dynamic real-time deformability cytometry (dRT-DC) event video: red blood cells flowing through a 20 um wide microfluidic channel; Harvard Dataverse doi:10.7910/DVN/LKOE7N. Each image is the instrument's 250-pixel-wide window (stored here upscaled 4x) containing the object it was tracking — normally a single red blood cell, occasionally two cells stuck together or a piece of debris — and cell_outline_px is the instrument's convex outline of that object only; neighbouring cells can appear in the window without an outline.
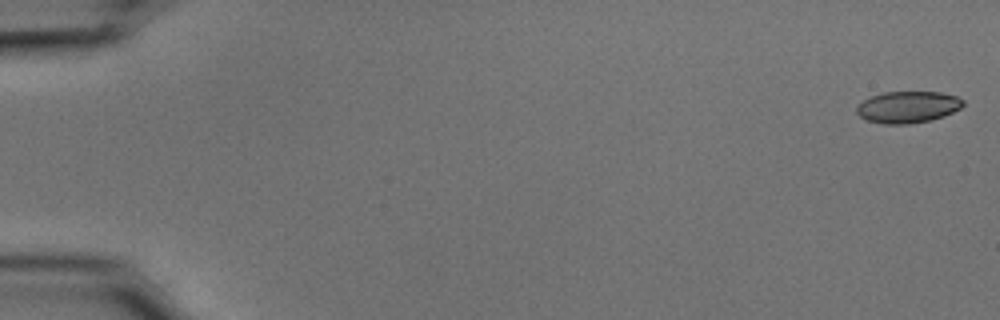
{"species": "common noctule bat (a hibernating species)", "species_latin": "Nyctalus noctula", "temperature_condition": "cold", "stored_images_in_passage": 55, "camera_frame_rate_fps": 3000, "um_per_image_px": 0.085, "animal": {"sex": "male", "body_mass_g": 15.6}, "frame": {"image": 1, "passage_image": 1, "time_ms": 0.0, "image_size_px": [1000, 320], "cell_outline_px": [[964, 104], [960, 108], [944, 116], [928, 120], [908, 124], [884, 124], [868, 120], [860, 116], [856, 112], [856, 108], [864, 100], [872, 96], [884, 92], [940, 92], [956, 96], [964, 100]], "centroid_in_image_um": [77.17, 9.09], "position_along_channel_um": 7.8, "area_um2": 19.42}}
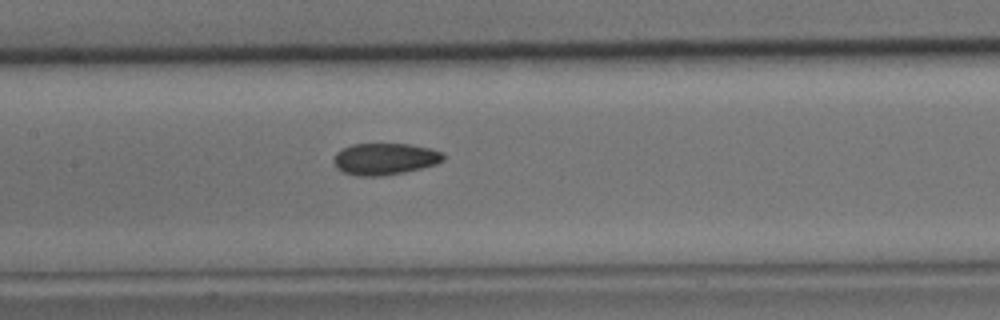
{"frame": {"image": 2, "passage_image": 27, "time_ms": 8.667, "image_size_px": [1000, 320], "cell_outline_px": [[444, 160], [436, 164], [404, 172], [380, 176], [356, 176], [344, 172], [336, 168], [332, 160], [332, 156], [340, 148], [352, 144], [408, 144], [432, 148], [444, 152]], "centroid_in_image_um": [32.68, 13.5], "position_along_channel_um": 174.7, "area_um2": 20.52}}
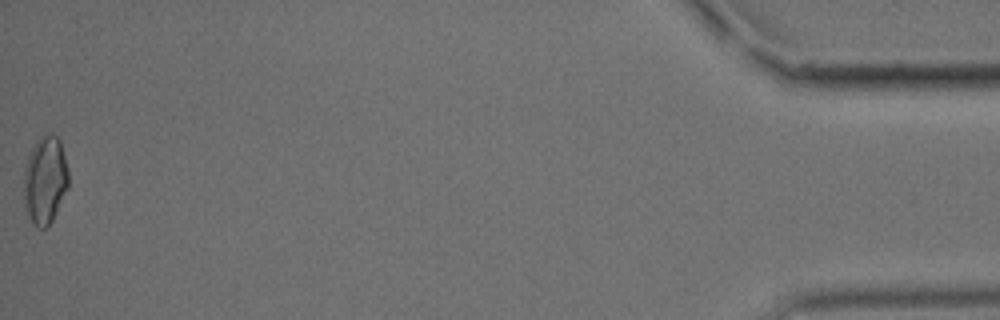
{"frame": {"image": 3, "passage_image": 55, "time_ms": 18.0, "image_size_px": [1000, 320], "cell_outline_px": [[68, 188], [52, 220], [44, 228], [40, 228], [32, 224], [24, 204], [24, 168], [28, 156], [36, 140], [44, 132], [52, 132], [60, 140], [68, 168]], "centroid_in_image_um": [3.83, 15.26], "position_along_channel_um": 431.4, "area_um2": 23.06}, "authors_computed_cell_mechanics": {"area_um2": 20.2878, "velocity_mm_per_s": 3.6984, "shape_relaxation_time_tau1_ms": 5.3052, "shape_relaxation_time_tau2_ms": 2.4243, "deformation_change_tau1": 0.1182, "deformation_change_tau2": 0.0665}}